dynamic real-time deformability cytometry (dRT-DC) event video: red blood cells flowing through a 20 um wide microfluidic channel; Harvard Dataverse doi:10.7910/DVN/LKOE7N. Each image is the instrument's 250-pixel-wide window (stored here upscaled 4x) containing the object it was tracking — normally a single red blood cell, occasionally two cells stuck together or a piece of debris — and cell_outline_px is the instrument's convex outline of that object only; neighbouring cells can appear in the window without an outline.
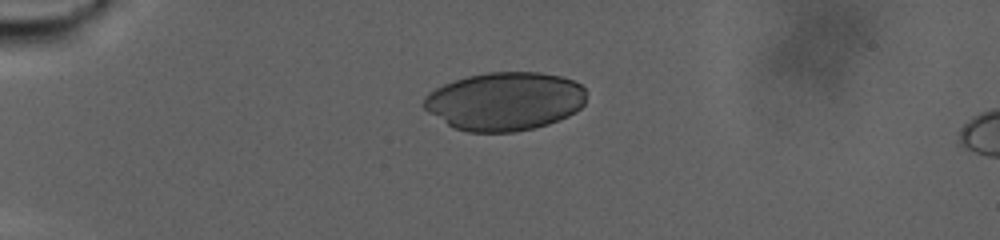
{"species": "human", "species_latin": "Homo sapiens", "temperature_condition": "warm", "stored_images_in_passage": 56, "camera_frame_rate_fps": 3000, "um_per_image_px": 0.085, "donor": {"sex": "male"}, "frame": {"image": 1, "passage_image": 1, "time_ms": 0.0, "image_size_px": [1000, 240], "cell_outline_px": [[584, 104], [576, 112], [568, 116], [548, 124], [532, 128], [512, 132], [468, 132], [456, 128], [448, 124], [428, 112], [420, 104], [424, 96], [428, 92], [444, 84], [468, 76], [488, 72], [540, 72], [560, 76], [572, 80], [580, 84], [584, 88]], "centroid_in_image_um": [42.88, 8.6], "position_along_channel_um": 42.1, "area_um2": 55.26}}
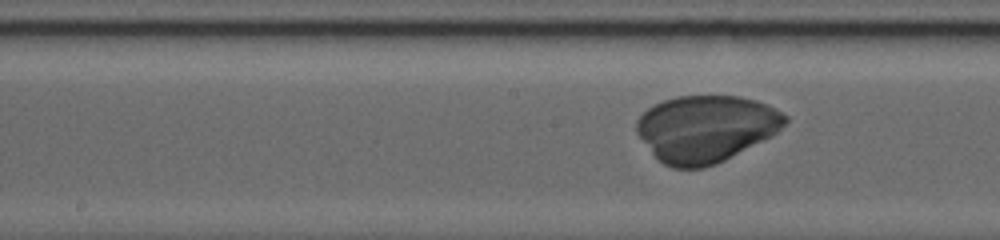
{"frame": {"image": 2, "passage_image": 27, "time_ms": 8.667, "image_size_px": [1000, 240], "cell_outline_px": [[788, 120], [772, 136], [716, 164], [704, 168], [672, 168], [664, 164], [652, 152], [636, 132], [636, 120], [648, 108], [664, 100], [676, 96], [740, 96], [756, 100], [768, 104], [788, 116]], "centroid_in_image_um": [60.01, 10.92], "position_along_channel_um": 188.2, "area_um2": 57.57}}
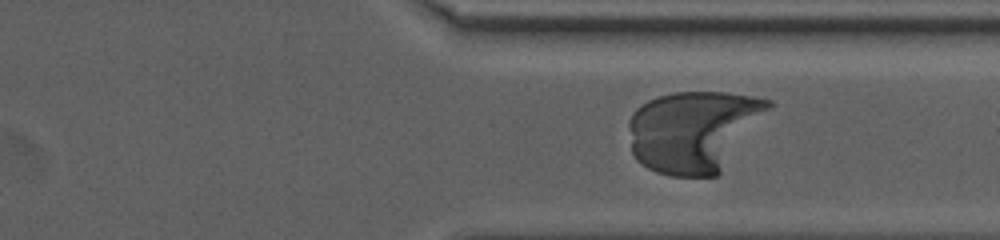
{"frame": {"image": 3, "passage_image": 49, "time_ms": 16.0, "image_size_px": [1000, 240], "cell_outline_px": [[772, 104], [720, 172], [716, 176], [672, 176], [656, 172], [648, 168], [636, 160], [632, 152], [628, 124], [628, 120], [632, 112], [636, 108], [648, 100], [672, 92], [724, 92], [752, 96], [772, 100]], "centroid_in_image_um": [58.9, 11.12], "position_along_channel_um": 352.5, "area_um2": 65.55}}